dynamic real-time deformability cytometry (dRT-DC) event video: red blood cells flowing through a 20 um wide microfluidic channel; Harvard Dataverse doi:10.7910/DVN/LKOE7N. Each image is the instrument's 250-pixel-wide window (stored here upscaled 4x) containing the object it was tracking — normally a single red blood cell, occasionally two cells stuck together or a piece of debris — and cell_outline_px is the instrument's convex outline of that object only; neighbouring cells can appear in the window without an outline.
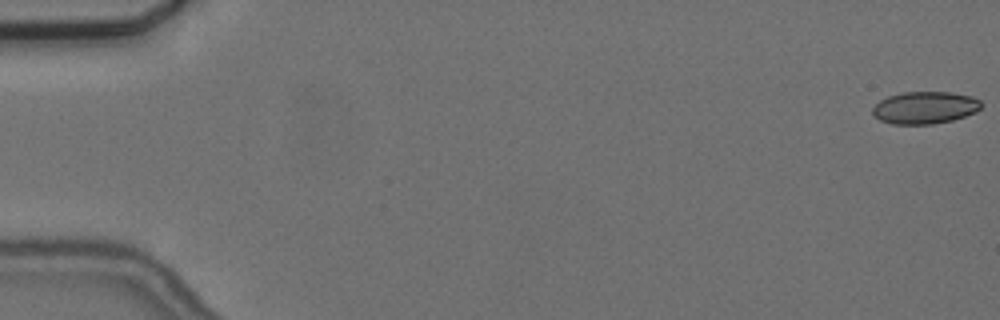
{"species": "common noctule bat (a hibernating species)", "species_latin": "Nyctalus noctula", "temperature_condition": "cold", "stored_images_in_passage": 4, "camera_frame_rate_fps": 3000, "um_per_image_px": 0.085, "animal": {"sex": "female", "body_mass_g": 24.6, "forearm_length_mm": 56.2}, "frame": {"image": 1, "passage_image": 1, "time_ms": 0.0, "image_size_px": [1000, 320], "cell_outline_px": [[984, 104], [976, 112], [952, 120], [932, 124], [892, 124], [880, 120], [872, 116], [872, 108], [880, 100], [888, 96], [904, 92], [948, 92], [972, 96], [980, 100]], "centroid_in_image_um": [78.61, 9.15], "position_along_channel_um": 6.4, "area_um2": 20.52}}